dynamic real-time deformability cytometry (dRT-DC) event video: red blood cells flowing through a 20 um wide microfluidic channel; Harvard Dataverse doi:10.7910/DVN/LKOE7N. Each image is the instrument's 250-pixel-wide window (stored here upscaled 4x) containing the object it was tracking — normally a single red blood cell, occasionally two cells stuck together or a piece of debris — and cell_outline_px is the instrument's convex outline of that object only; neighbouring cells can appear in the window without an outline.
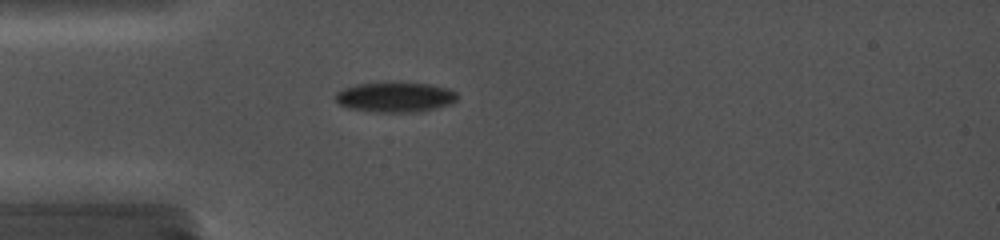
{"species": "common noctule bat (a hibernating species)", "species_latin": "Nyctalus noctula", "temperature_condition": "cold", "stored_images_in_passage": 35, "camera_frame_rate_fps": 5000, "um_per_image_px": 0.085, "animal": {"sex": "female", "body_mass_g": 19.0, "forearm_length_mm": 56.7}, "frame": {"image": 1, "passage_image": 9, "time_ms": 4.8, "image_size_px": [1000, 240], "cell_outline_px": [[456, 100], [452, 104], [420, 112], [376, 112], [348, 108], [340, 104], [336, 100], [336, 92], [344, 88], [356, 84], [388, 80], [392, 80], [432, 84], [448, 88], [456, 92]], "centroid_in_image_um": [33.6, 8.22], "position_along_channel_um": 51.4, "area_um2": 22.08}}
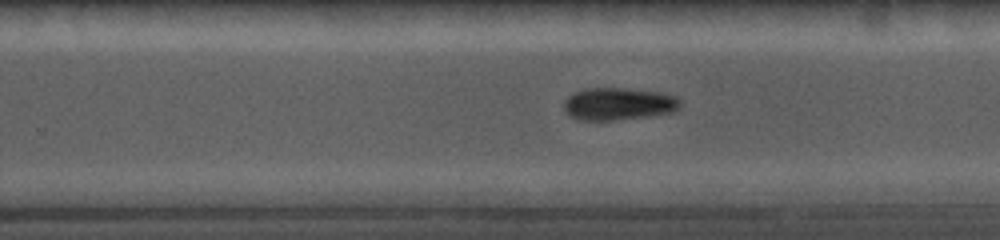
{"frame": {"image": 2, "passage_image": 20, "time_ms": 11.0, "image_size_px": [1000, 240], "cell_outline_px": [[680, 108], [672, 112], [608, 120], [576, 120], [564, 108], [564, 100], [572, 92], [584, 88], [628, 88], [660, 92], [676, 96], [680, 100]], "centroid_in_image_um": [52.54, 8.8], "position_along_channel_um": 277.3, "area_um2": 21.79}}
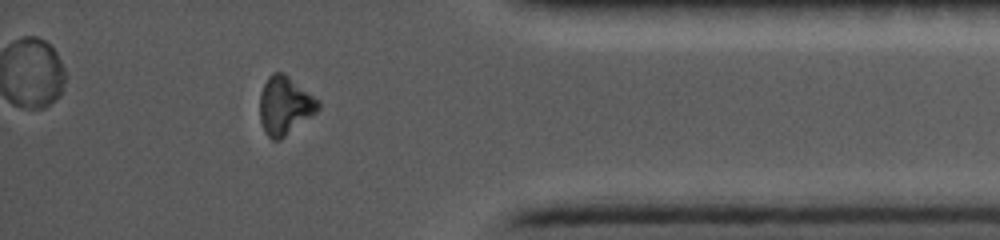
{"frame": {"image": 3, "passage_image": 30, "time_ms": 14.8, "image_size_px": [1000, 240], "cell_outline_px": [[320, 108], [316, 112], [280, 140], [272, 140], [268, 136], [260, 120], [260, 92], [268, 76], [272, 72], [284, 72], [320, 100]], "centroid_in_image_um": [24.22, 8.94], "position_along_channel_um": 411.0, "area_um2": 19.83}}